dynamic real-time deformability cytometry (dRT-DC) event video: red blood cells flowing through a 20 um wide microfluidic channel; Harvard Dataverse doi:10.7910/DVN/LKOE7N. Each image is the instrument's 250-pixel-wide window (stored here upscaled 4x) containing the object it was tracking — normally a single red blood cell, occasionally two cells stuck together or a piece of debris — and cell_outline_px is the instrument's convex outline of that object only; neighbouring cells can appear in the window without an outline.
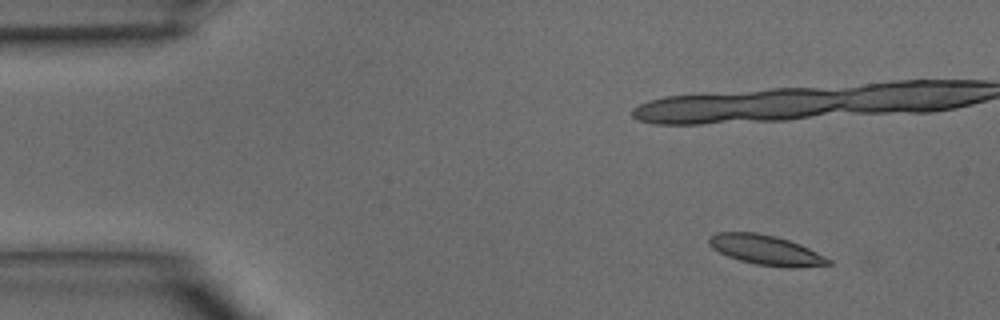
{"species": "common noctule bat (a hibernating species)", "species_latin": "Nyctalus noctula", "temperature_condition": "warm", "stored_images_in_passage": 3, "camera_frame_rate_fps": 3000, "um_per_image_px": 0.085, "animal": {"sex": "male", "body_mass_g": 15.6}, "frame": {"image": 1, "passage_image": 1, "time_ms": 0.0, "image_size_px": [1000, 320], "cell_outline_px": [[832, 264], [796, 268], [788, 268], [756, 264], [740, 260], [728, 256], [712, 248], [708, 244], [708, 236], [716, 232], [756, 232], [776, 236], [800, 244], [832, 260]], "centroid_in_image_um": [65.09, 21.25], "position_along_channel_um": 19.9, "area_um2": 20.81}}